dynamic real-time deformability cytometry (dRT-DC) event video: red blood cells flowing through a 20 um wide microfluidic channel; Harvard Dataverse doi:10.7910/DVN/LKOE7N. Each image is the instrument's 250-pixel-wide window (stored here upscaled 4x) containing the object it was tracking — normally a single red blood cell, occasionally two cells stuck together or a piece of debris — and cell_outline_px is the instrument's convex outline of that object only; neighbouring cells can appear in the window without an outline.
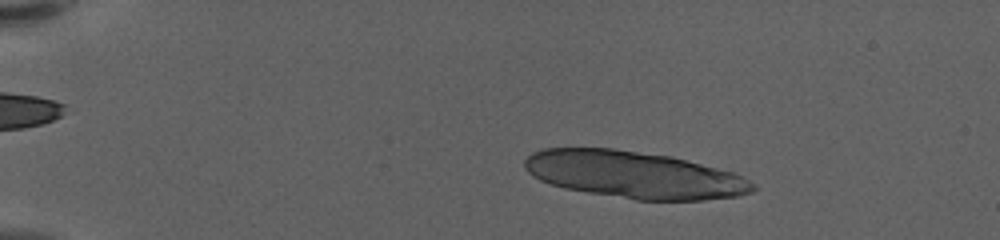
{"species": "human", "species_latin": "Homo sapiens", "temperature_condition": "warm", "stored_images_in_passage": 11, "camera_frame_rate_fps": 3000, "um_per_image_px": 0.085, "donor": {"sex": "female"}, "frame": {"image": 1, "passage_image": 5, "time_ms": 1.333, "image_size_px": [1000, 240], "cell_outline_px": [[756, 188], [752, 192], [740, 196], [704, 200], [636, 200], [564, 188], [540, 180], [532, 176], [524, 168], [524, 160], [532, 152], [544, 148], [612, 148], [672, 156], [732, 172], [748, 180]], "centroid_in_image_um": [53.88, 14.85], "position_along_channel_um": 31.1, "area_um2": 62.42}}
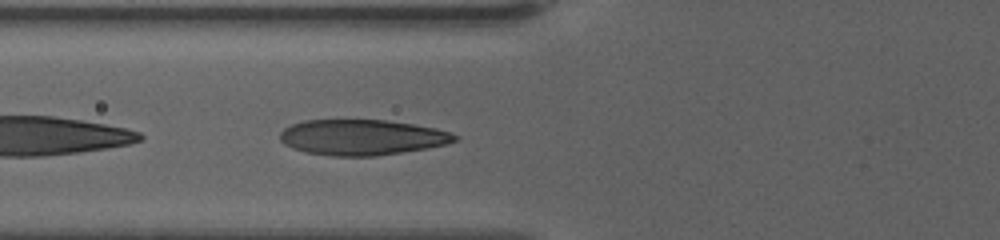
{"frame": {"image": 2, "passage_image": 11, "time_ms": 3.333, "image_size_px": [1000, 240], "cell_outline_px": [[460, 136], [456, 140], [448, 144], [428, 148], [376, 156], [332, 156], [304, 152], [292, 148], [284, 144], [280, 140], [280, 132], [284, 128], [292, 124], [304, 120], [384, 120], [412, 124], [436, 128]], "centroid_in_image_um": [30.75, 11.68], "position_along_channel_um": 95.0, "area_um2": 36.3}}